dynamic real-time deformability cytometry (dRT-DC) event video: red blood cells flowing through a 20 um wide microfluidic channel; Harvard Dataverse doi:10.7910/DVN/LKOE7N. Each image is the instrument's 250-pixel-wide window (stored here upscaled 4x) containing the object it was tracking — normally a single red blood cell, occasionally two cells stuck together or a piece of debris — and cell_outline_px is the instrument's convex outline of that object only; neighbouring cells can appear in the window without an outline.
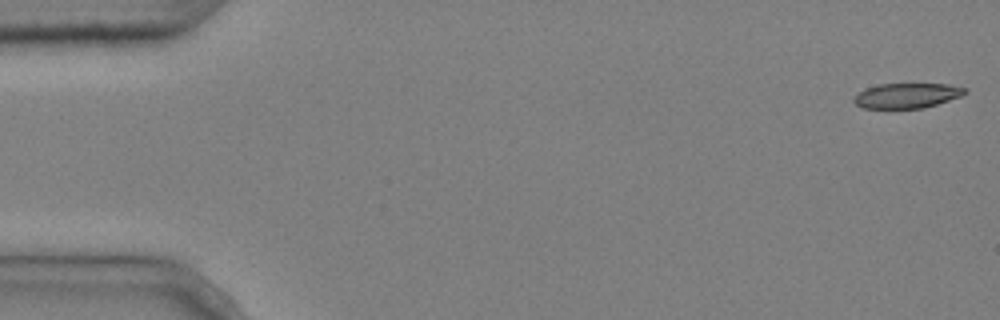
{"species": "common noctule bat (a hibernating species)", "species_latin": "Nyctalus noctula", "temperature_condition": "cold", "stored_images_in_passage": 5, "camera_frame_rate_fps": 3000, "um_per_image_px": 0.085, "animal": {"sex": "male", "body_mass_g": 20.4}, "frame": {"image": 1, "passage_image": 1, "time_ms": 0.0, "image_size_px": [1000, 320], "cell_outline_px": [[968, 92], [960, 96], [924, 108], [860, 108], [852, 100], [864, 88], [880, 84], [948, 84], [968, 88]], "centroid_in_image_um": [77.09, 8.12], "position_along_channel_um": 7.9, "area_um2": 16.13}}
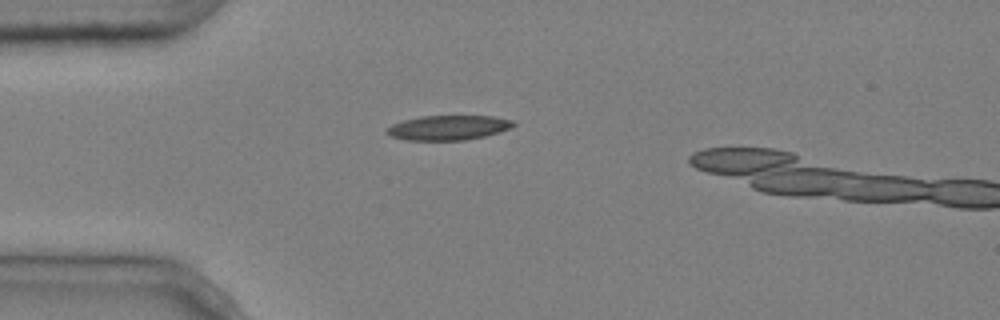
{"frame": {"image": 2, "passage_image": 4, "time_ms": 1.0, "image_size_px": [1000, 320], "cell_outline_px": [[516, 124], [500, 132], [484, 136], [464, 140], [404, 140], [392, 136], [384, 132], [392, 124], [404, 120], [420, 116], [496, 116], [512, 120]], "centroid_in_image_um": [38.1, 10.85], "position_along_channel_um": 46.9, "area_um2": 18.15}}